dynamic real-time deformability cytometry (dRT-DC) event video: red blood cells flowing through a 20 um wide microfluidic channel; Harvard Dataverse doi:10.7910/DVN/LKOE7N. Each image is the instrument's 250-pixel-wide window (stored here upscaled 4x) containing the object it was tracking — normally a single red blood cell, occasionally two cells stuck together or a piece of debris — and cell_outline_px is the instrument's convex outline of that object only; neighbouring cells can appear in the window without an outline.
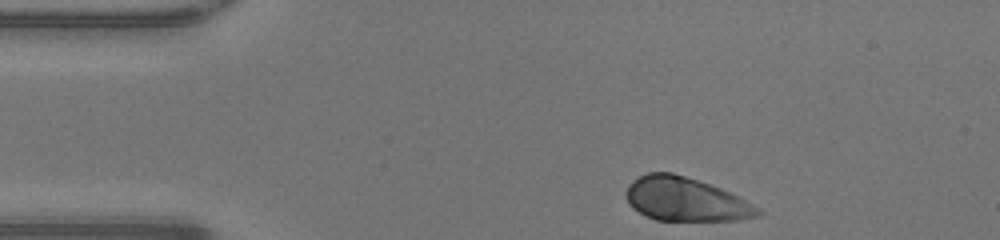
{"species": "human", "species_latin": "Homo sapiens", "temperature_condition": "warm", "stored_images_in_passage": 33, "camera_frame_rate_fps": 3000, "um_per_image_px": 0.085, "donor": {"sex": "male"}, "frame": {"image": 1, "passage_image": 1, "time_ms": 0.0, "image_size_px": [1000, 240], "cell_outline_px": [[764, 212], [756, 216], [740, 220], [656, 220], [632, 208], [628, 204], [624, 192], [628, 184], [632, 180], [648, 172], [672, 172], [720, 188], [760, 208]], "centroid_in_image_um": [58.22, 16.94], "position_along_channel_um": 26.8, "area_um2": 33.29}}
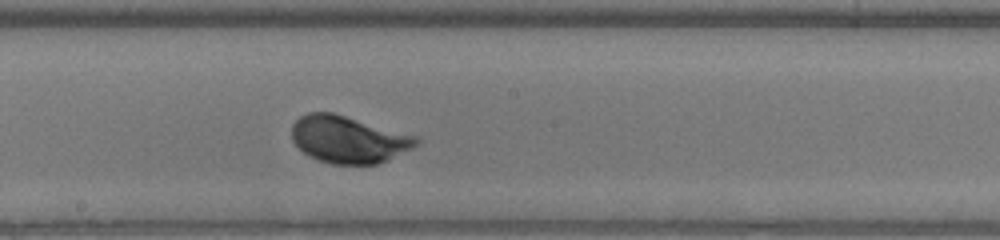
{"frame": {"image": 2, "passage_image": 19, "time_ms": 6.0, "image_size_px": [1000, 240], "cell_outline_px": [[420, 144], [388, 160], [376, 164], [332, 164], [308, 156], [292, 140], [292, 124], [300, 116], [308, 112], [332, 112], [416, 136], [420, 140]], "centroid_in_image_um": [29.61, 11.85], "position_along_channel_um": 218.6, "area_um2": 33.99}}
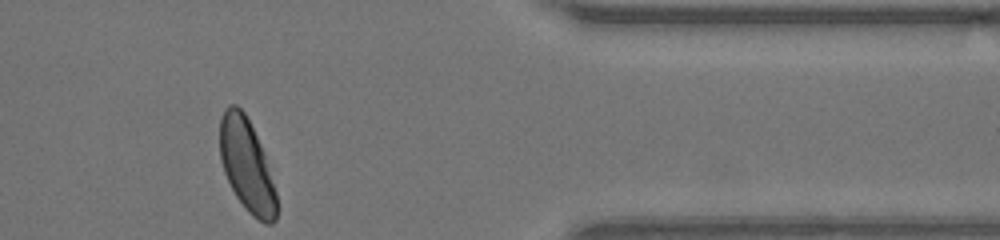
{"frame": {"image": 3, "passage_image": 33, "time_ms": 10.667, "image_size_px": [1000, 240], "cell_outline_px": [[276, 220], [272, 224], [264, 224], [252, 216], [248, 212], [236, 196], [224, 172], [220, 160], [220, 120], [224, 108], [228, 104], [236, 104], [244, 112], [264, 152], [276, 192]], "centroid_in_image_um": [20.96, 14.06], "position_along_channel_um": 390.4, "area_um2": 30.46}, "authors_computed_cell_mechanics": {"area_um2": 33.4084, "velocity_mm_per_s": 4.2365, "shape_relaxation_time_tau1_ms": 2.1294, "shape_relaxation_time_tau2_ms": null, "deformation_change_tau1": 0.1579, "deformation_change_tau2": null}}